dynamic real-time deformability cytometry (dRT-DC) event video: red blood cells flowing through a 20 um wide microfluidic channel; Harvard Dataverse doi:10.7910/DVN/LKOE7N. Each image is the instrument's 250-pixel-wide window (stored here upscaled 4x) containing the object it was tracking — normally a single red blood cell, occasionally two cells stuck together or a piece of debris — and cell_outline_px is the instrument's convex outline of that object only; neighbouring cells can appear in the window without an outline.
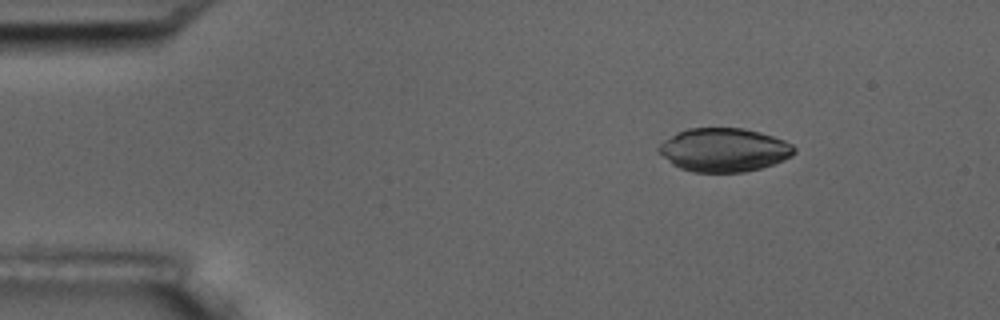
{"species": "common noctule bat (a hibernating species)", "species_latin": "Nyctalus noctula", "temperature_condition": "room temperature", "stored_images_in_passage": 5, "camera_frame_rate_fps": 3000, "um_per_image_px": 0.085, "animal": {"sex": "male", "body_mass_g": 17.5, "forearm_length_mm": 52.3}, "frame": {"image": 1, "passage_image": 1, "time_ms": 0.0, "image_size_px": [1000, 320], "cell_outline_px": [[796, 152], [792, 156], [784, 160], [760, 168], [744, 172], [692, 172], [680, 168], [672, 164], [656, 148], [664, 140], [676, 132], [688, 128], [744, 128], [760, 132], [784, 140], [792, 144], [796, 148]], "centroid_in_image_um": [61.54, 12.73], "position_along_channel_um": 23.5, "area_um2": 34.45}}